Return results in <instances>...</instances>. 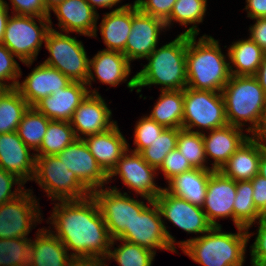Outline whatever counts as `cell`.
I'll list each match as a JSON object with an SVG mask.
<instances>
[{
  "mask_svg": "<svg viewBox=\"0 0 266 266\" xmlns=\"http://www.w3.org/2000/svg\"><path fill=\"white\" fill-rule=\"evenodd\" d=\"M129 150L128 144V150L108 174V180L118 175L124 185L134 190L148 203L154 201L163 190L154 182L157 169L150 166L140 153Z\"/></svg>",
  "mask_w": 266,
  "mask_h": 266,
  "instance_id": "obj_13",
  "label": "cell"
},
{
  "mask_svg": "<svg viewBox=\"0 0 266 266\" xmlns=\"http://www.w3.org/2000/svg\"><path fill=\"white\" fill-rule=\"evenodd\" d=\"M186 69L187 87L194 90L221 92L231 77L219 41L206 34L198 42L187 35Z\"/></svg>",
  "mask_w": 266,
  "mask_h": 266,
  "instance_id": "obj_3",
  "label": "cell"
},
{
  "mask_svg": "<svg viewBox=\"0 0 266 266\" xmlns=\"http://www.w3.org/2000/svg\"><path fill=\"white\" fill-rule=\"evenodd\" d=\"M177 137L178 129L165 128L150 146L143 149L140 154L150 166L158 169L166 155L177 148Z\"/></svg>",
  "mask_w": 266,
  "mask_h": 266,
  "instance_id": "obj_40",
  "label": "cell"
},
{
  "mask_svg": "<svg viewBox=\"0 0 266 266\" xmlns=\"http://www.w3.org/2000/svg\"><path fill=\"white\" fill-rule=\"evenodd\" d=\"M31 189L16 199L0 205V239L27 238L36 223L42 222L41 212Z\"/></svg>",
  "mask_w": 266,
  "mask_h": 266,
  "instance_id": "obj_12",
  "label": "cell"
},
{
  "mask_svg": "<svg viewBox=\"0 0 266 266\" xmlns=\"http://www.w3.org/2000/svg\"><path fill=\"white\" fill-rule=\"evenodd\" d=\"M177 148L193 168L212 169L206 166V156L202 133L178 129Z\"/></svg>",
  "mask_w": 266,
  "mask_h": 266,
  "instance_id": "obj_38",
  "label": "cell"
},
{
  "mask_svg": "<svg viewBox=\"0 0 266 266\" xmlns=\"http://www.w3.org/2000/svg\"><path fill=\"white\" fill-rule=\"evenodd\" d=\"M206 7L207 0H176L170 16L164 21L165 26L168 28L175 21L179 22L181 26L194 24L182 34L197 36L200 32L197 24L203 22Z\"/></svg>",
  "mask_w": 266,
  "mask_h": 266,
  "instance_id": "obj_32",
  "label": "cell"
},
{
  "mask_svg": "<svg viewBox=\"0 0 266 266\" xmlns=\"http://www.w3.org/2000/svg\"><path fill=\"white\" fill-rule=\"evenodd\" d=\"M31 238L0 239V266H29Z\"/></svg>",
  "mask_w": 266,
  "mask_h": 266,
  "instance_id": "obj_39",
  "label": "cell"
},
{
  "mask_svg": "<svg viewBox=\"0 0 266 266\" xmlns=\"http://www.w3.org/2000/svg\"><path fill=\"white\" fill-rule=\"evenodd\" d=\"M77 139L75 132L66 121L51 120L36 156L57 155Z\"/></svg>",
  "mask_w": 266,
  "mask_h": 266,
  "instance_id": "obj_36",
  "label": "cell"
},
{
  "mask_svg": "<svg viewBox=\"0 0 266 266\" xmlns=\"http://www.w3.org/2000/svg\"><path fill=\"white\" fill-rule=\"evenodd\" d=\"M243 129L232 125L213 129L205 135L204 141L205 156L214 159L212 170L219 171L227 160L236 152L241 144L249 137L243 134Z\"/></svg>",
  "mask_w": 266,
  "mask_h": 266,
  "instance_id": "obj_25",
  "label": "cell"
},
{
  "mask_svg": "<svg viewBox=\"0 0 266 266\" xmlns=\"http://www.w3.org/2000/svg\"><path fill=\"white\" fill-rule=\"evenodd\" d=\"M9 6L6 1L0 0V43L3 40L6 24L9 18Z\"/></svg>",
  "mask_w": 266,
  "mask_h": 266,
  "instance_id": "obj_51",
  "label": "cell"
},
{
  "mask_svg": "<svg viewBox=\"0 0 266 266\" xmlns=\"http://www.w3.org/2000/svg\"><path fill=\"white\" fill-rule=\"evenodd\" d=\"M266 144L249 136L219 170L234 181L252 180L259 171L261 155Z\"/></svg>",
  "mask_w": 266,
  "mask_h": 266,
  "instance_id": "obj_23",
  "label": "cell"
},
{
  "mask_svg": "<svg viewBox=\"0 0 266 266\" xmlns=\"http://www.w3.org/2000/svg\"><path fill=\"white\" fill-rule=\"evenodd\" d=\"M134 129V145L136 148L133 152L140 153L161 134L165 129L164 126L158 124L149 116H143L136 122Z\"/></svg>",
  "mask_w": 266,
  "mask_h": 266,
  "instance_id": "obj_41",
  "label": "cell"
},
{
  "mask_svg": "<svg viewBox=\"0 0 266 266\" xmlns=\"http://www.w3.org/2000/svg\"><path fill=\"white\" fill-rule=\"evenodd\" d=\"M57 156L91 192L109 183L108 174L97 163L83 139H76Z\"/></svg>",
  "mask_w": 266,
  "mask_h": 266,
  "instance_id": "obj_16",
  "label": "cell"
},
{
  "mask_svg": "<svg viewBox=\"0 0 266 266\" xmlns=\"http://www.w3.org/2000/svg\"><path fill=\"white\" fill-rule=\"evenodd\" d=\"M192 169L193 167L190 165L188 160L185 159L178 148H176L166 155L161 166L157 170H161L165 179L169 182L177 175Z\"/></svg>",
  "mask_w": 266,
  "mask_h": 266,
  "instance_id": "obj_43",
  "label": "cell"
},
{
  "mask_svg": "<svg viewBox=\"0 0 266 266\" xmlns=\"http://www.w3.org/2000/svg\"><path fill=\"white\" fill-rule=\"evenodd\" d=\"M92 196L98 203L112 239H119L126 228H130L135 216L147 206L126 192L122 194L116 186L94 190Z\"/></svg>",
  "mask_w": 266,
  "mask_h": 266,
  "instance_id": "obj_11",
  "label": "cell"
},
{
  "mask_svg": "<svg viewBox=\"0 0 266 266\" xmlns=\"http://www.w3.org/2000/svg\"><path fill=\"white\" fill-rule=\"evenodd\" d=\"M228 125L221 92L184 89L182 129L202 133ZM198 130L194 131L193 128Z\"/></svg>",
  "mask_w": 266,
  "mask_h": 266,
  "instance_id": "obj_8",
  "label": "cell"
},
{
  "mask_svg": "<svg viewBox=\"0 0 266 266\" xmlns=\"http://www.w3.org/2000/svg\"><path fill=\"white\" fill-rule=\"evenodd\" d=\"M83 140L97 163L107 174L111 172L122 155L128 150V143L120 132L117 123L112 128L102 133L89 135Z\"/></svg>",
  "mask_w": 266,
  "mask_h": 266,
  "instance_id": "obj_26",
  "label": "cell"
},
{
  "mask_svg": "<svg viewBox=\"0 0 266 266\" xmlns=\"http://www.w3.org/2000/svg\"><path fill=\"white\" fill-rule=\"evenodd\" d=\"M164 220L187 233H206L213 226L208 222L201 206L190 203L188 200L169 193L165 188L154 200Z\"/></svg>",
  "mask_w": 266,
  "mask_h": 266,
  "instance_id": "obj_14",
  "label": "cell"
},
{
  "mask_svg": "<svg viewBox=\"0 0 266 266\" xmlns=\"http://www.w3.org/2000/svg\"><path fill=\"white\" fill-rule=\"evenodd\" d=\"M132 26V5L125 4L106 13L99 25L105 50L122 52L125 55V46Z\"/></svg>",
  "mask_w": 266,
  "mask_h": 266,
  "instance_id": "obj_28",
  "label": "cell"
},
{
  "mask_svg": "<svg viewBox=\"0 0 266 266\" xmlns=\"http://www.w3.org/2000/svg\"><path fill=\"white\" fill-rule=\"evenodd\" d=\"M52 28L46 37L45 48L50 56L44 64L59 70L71 81L86 83L89 74V58L82 41Z\"/></svg>",
  "mask_w": 266,
  "mask_h": 266,
  "instance_id": "obj_9",
  "label": "cell"
},
{
  "mask_svg": "<svg viewBox=\"0 0 266 266\" xmlns=\"http://www.w3.org/2000/svg\"><path fill=\"white\" fill-rule=\"evenodd\" d=\"M239 266H243V264H241ZM251 266H262V265L251 260Z\"/></svg>",
  "mask_w": 266,
  "mask_h": 266,
  "instance_id": "obj_59",
  "label": "cell"
},
{
  "mask_svg": "<svg viewBox=\"0 0 266 266\" xmlns=\"http://www.w3.org/2000/svg\"><path fill=\"white\" fill-rule=\"evenodd\" d=\"M213 171L212 169L193 168L174 177L168 182V187L165 189L175 196L202 207L206 196L207 182Z\"/></svg>",
  "mask_w": 266,
  "mask_h": 266,
  "instance_id": "obj_29",
  "label": "cell"
},
{
  "mask_svg": "<svg viewBox=\"0 0 266 266\" xmlns=\"http://www.w3.org/2000/svg\"><path fill=\"white\" fill-rule=\"evenodd\" d=\"M160 92V97L148 116L165 128L182 129L184 90Z\"/></svg>",
  "mask_w": 266,
  "mask_h": 266,
  "instance_id": "obj_31",
  "label": "cell"
},
{
  "mask_svg": "<svg viewBox=\"0 0 266 266\" xmlns=\"http://www.w3.org/2000/svg\"><path fill=\"white\" fill-rule=\"evenodd\" d=\"M228 49L227 56L228 61H230L229 67L231 75H256L266 53L263 49L250 38L238 40L232 43Z\"/></svg>",
  "mask_w": 266,
  "mask_h": 266,
  "instance_id": "obj_30",
  "label": "cell"
},
{
  "mask_svg": "<svg viewBox=\"0 0 266 266\" xmlns=\"http://www.w3.org/2000/svg\"><path fill=\"white\" fill-rule=\"evenodd\" d=\"M213 226L202 236L178 242L179 248L202 266H239L245 262L246 246L252 234L237 227V233L222 232Z\"/></svg>",
  "mask_w": 266,
  "mask_h": 266,
  "instance_id": "obj_4",
  "label": "cell"
},
{
  "mask_svg": "<svg viewBox=\"0 0 266 266\" xmlns=\"http://www.w3.org/2000/svg\"><path fill=\"white\" fill-rule=\"evenodd\" d=\"M234 224L247 230L259 221L263 215L256 209L253 201V186L251 180L236 182V196L234 200Z\"/></svg>",
  "mask_w": 266,
  "mask_h": 266,
  "instance_id": "obj_33",
  "label": "cell"
},
{
  "mask_svg": "<svg viewBox=\"0 0 266 266\" xmlns=\"http://www.w3.org/2000/svg\"><path fill=\"white\" fill-rule=\"evenodd\" d=\"M89 5L97 12L96 7L100 8H112L116 6L121 0H86Z\"/></svg>",
  "mask_w": 266,
  "mask_h": 266,
  "instance_id": "obj_52",
  "label": "cell"
},
{
  "mask_svg": "<svg viewBox=\"0 0 266 266\" xmlns=\"http://www.w3.org/2000/svg\"><path fill=\"white\" fill-rule=\"evenodd\" d=\"M36 239L31 240L29 266H71L74 259L64 244L48 229H38Z\"/></svg>",
  "mask_w": 266,
  "mask_h": 266,
  "instance_id": "obj_27",
  "label": "cell"
},
{
  "mask_svg": "<svg viewBox=\"0 0 266 266\" xmlns=\"http://www.w3.org/2000/svg\"><path fill=\"white\" fill-rule=\"evenodd\" d=\"M17 131L0 134V168L15 175L24 184L34 177L36 155Z\"/></svg>",
  "mask_w": 266,
  "mask_h": 266,
  "instance_id": "obj_20",
  "label": "cell"
},
{
  "mask_svg": "<svg viewBox=\"0 0 266 266\" xmlns=\"http://www.w3.org/2000/svg\"><path fill=\"white\" fill-rule=\"evenodd\" d=\"M251 182L255 207L263 216H266V179L257 174Z\"/></svg>",
  "mask_w": 266,
  "mask_h": 266,
  "instance_id": "obj_48",
  "label": "cell"
},
{
  "mask_svg": "<svg viewBox=\"0 0 266 266\" xmlns=\"http://www.w3.org/2000/svg\"><path fill=\"white\" fill-rule=\"evenodd\" d=\"M258 223L257 235L254 243L250 246L251 260L266 266V216H263Z\"/></svg>",
  "mask_w": 266,
  "mask_h": 266,
  "instance_id": "obj_47",
  "label": "cell"
},
{
  "mask_svg": "<svg viewBox=\"0 0 266 266\" xmlns=\"http://www.w3.org/2000/svg\"><path fill=\"white\" fill-rule=\"evenodd\" d=\"M105 260H74L71 266H108Z\"/></svg>",
  "mask_w": 266,
  "mask_h": 266,
  "instance_id": "obj_54",
  "label": "cell"
},
{
  "mask_svg": "<svg viewBox=\"0 0 266 266\" xmlns=\"http://www.w3.org/2000/svg\"><path fill=\"white\" fill-rule=\"evenodd\" d=\"M33 180L52 200H79L92 194L57 155L36 156Z\"/></svg>",
  "mask_w": 266,
  "mask_h": 266,
  "instance_id": "obj_7",
  "label": "cell"
},
{
  "mask_svg": "<svg viewBox=\"0 0 266 266\" xmlns=\"http://www.w3.org/2000/svg\"><path fill=\"white\" fill-rule=\"evenodd\" d=\"M13 185L18 186L17 189L15 188L12 191ZM23 185L24 183L15 175L0 168V205L12 201L21 195L26 190Z\"/></svg>",
  "mask_w": 266,
  "mask_h": 266,
  "instance_id": "obj_45",
  "label": "cell"
},
{
  "mask_svg": "<svg viewBox=\"0 0 266 266\" xmlns=\"http://www.w3.org/2000/svg\"><path fill=\"white\" fill-rule=\"evenodd\" d=\"M123 242L118 248H110L106 259H114L119 266H152L155 252L123 239H112V242Z\"/></svg>",
  "mask_w": 266,
  "mask_h": 266,
  "instance_id": "obj_37",
  "label": "cell"
},
{
  "mask_svg": "<svg viewBox=\"0 0 266 266\" xmlns=\"http://www.w3.org/2000/svg\"><path fill=\"white\" fill-rule=\"evenodd\" d=\"M63 0H43L46 9L50 12L53 7L62 2Z\"/></svg>",
  "mask_w": 266,
  "mask_h": 266,
  "instance_id": "obj_57",
  "label": "cell"
},
{
  "mask_svg": "<svg viewBox=\"0 0 266 266\" xmlns=\"http://www.w3.org/2000/svg\"><path fill=\"white\" fill-rule=\"evenodd\" d=\"M254 25L249 27V38L266 52V18H256Z\"/></svg>",
  "mask_w": 266,
  "mask_h": 266,
  "instance_id": "obj_49",
  "label": "cell"
},
{
  "mask_svg": "<svg viewBox=\"0 0 266 266\" xmlns=\"http://www.w3.org/2000/svg\"><path fill=\"white\" fill-rule=\"evenodd\" d=\"M236 181L220 171H213L207 182L206 196L202 209L212 226H221L216 219L231 217L234 223V200Z\"/></svg>",
  "mask_w": 266,
  "mask_h": 266,
  "instance_id": "obj_18",
  "label": "cell"
},
{
  "mask_svg": "<svg viewBox=\"0 0 266 266\" xmlns=\"http://www.w3.org/2000/svg\"><path fill=\"white\" fill-rule=\"evenodd\" d=\"M245 10L251 19L266 17V0H246Z\"/></svg>",
  "mask_w": 266,
  "mask_h": 266,
  "instance_id": "obj_50",
  "label": "cell"
},
{
  "mask_svg": "<svg viewBox=\"0 0 266 266\" xmlns=\"http://www.w3.org/2000/svg\"><path fill=\"white\" fill-rule=\"evenodd\" d=\"M72 81L61 73L44 63L33 68L32 72L23 80L18 82L16 89L26 100L30 107H34L43 98L65 88Z\"/></svg>",
  "mask_w": 266,
  "mask_h": 266,
  "instance_id": "obj_21",
  "label": "cell"
},
{
  "mask_svg": "<svg viewBox=\"0 0 266 266\" xmlns=\"http://www.w3.org/2000/svg\"><path fill=\"white\" fill-rule=\"evenodd\" d=\"M166 30L162 19L141 12L132 5V26L125 46V56L129 61L147 58L158 47L160 32Z\"/></svg>",
  "mask_w": 266,
  "mask_h": 266,
  "instance_id": "obj_15",
  "label": "cell"
},
{
  "mask_svg": "<svg viewBox=\"0 0 266 266\" xmlns=\"http://www.w3.org/2000/svg\"><path fill=\"white\" fill-rule=\"evenodd\" d=\"M14 57L16 58L5 45L0 43V85L8 89L16 88L19 82L17 79L22 75L21 68ZM8 80H12V83L9 84Z\"/></svg>",
  "mask_w": 266,
  "mask_h": 266,
  "instance_id": "obj_42",
  "label": "cell"
},
{
  "mask_svg": "<svg viewBox=\"0 0 266 266\" xmlns=\"http://www.w3.org/2000/svg\"><path fill=\"white\" fill-rule=\"evenodd\" d=\"M176 0H135L138 9L148 15L165 21L173 9Z\"/></svg>",
  "mask_w": 266,
  "mask_h": 266,
  "instance_id": "obj_44",
  "label": "cell"
},
{
  "mask_svg": "<svg viewBox=\"0 0 266 266\" xmlns=\"http://www.w3.org/2000/svg\"><path fill=\"white\" fill-rule=\"evenodd\" d=\"M258 139H260L262 142H265L266 144V112H265V117L262 123L261 128L255 135Z\"/></svg>",
  "mask_w": 266,
  "mask_h": 266,
  "instance_id": "obj_56",
  "label": "cell"
},
{
  "mask_svg": "<svg viewBox=\"0 0 266 266\" xmlns=\"http://www.w3.org/2000/svg\"><path fill=\"white\" fill-rule=\"evenodd\" d=\"M29 107L16 88L7 89L0 97V134L17 131Z\"/></svg>",
  "mask_w": 266,
  "mask_h": 266,
  "instance_id": "obj_34",
  "label": "cell"
},
{
  "mask_svg": "<svg viewBox=\"0 0 266 266\" xmlns=\"http://www.w3.org/2000/svg\"><path fill=\"white\" fill-rule=\"evenodd\" d=\"M155 201H150L119 238L156 253V249L176 253V240L167 230Z\"/></svg>",
  "mask_w": 266,
  "mask_h": 266,
  "instance_id": "obj_10",
  "label": "cell"
},
{
  "mask_svg": "<svg viewBox=\"0 0 266 266\" xmlns=\"http://www.w3.org/2000/svg\"><path fill=\"white\" fill-rule=\"evenodd\" d=\"M130 63L122 52L102 49L89 59V74L85 84L90 87L97 77L102 84L117 86L127 81L131 73Z\"/></svg>",
  "mask_w": 266,
  "mask_h": 266,
  "instance_id": "obj_24",
  "label": "cell"
},
{
  "mask_svg": "<svg viewBox=\"0 0 266 266\" xmlns=\"http://www.w3.org/2000/svg\"><path fill=\"white\" fill-rule=\"evenodd\" d=\"M83 82L72 81L65 88L43 98L34 107L50 120L70 122L73 113L88 94H99Z\"/></svg>",
  "mask_w": 266,
  "mask_h": 266,
  "instance_id": "obj_19",
  "label": "cell"
},
{
  "mask_svg": "<svg viewBox=\"0 0 266 266\" xmlns=\"http://www.w3.org/2000/svg\"><path fill=\"white\" fill-rule=\"evenodd\" d=\"M51 120L35 107H29L19 123L17 133L25 145L37 152Z\"/></svg>",
  "mask_w": 266,
  "mask_h": 266,
  "instance_id": "obj_35",
  "label": "cell"
},
{
  "mask_svg": "<svg viewBox=\"0 0 266 266\" xmlns=\"http://www.w3.org/2000/svg\"><path fill=\"white\" fill-rule=\"evenodd\" d=\"M258 174L266 179V147L262 151Z\"/></svg>",
  "mask_w": 266,
  "mask_h": 266,
  "instance_id": "obj_55",
  "label": "cell"
},
{
  "mask_svg": "<svg viewBox=\"0 0 266 266\" xmlns=\"http://www.w3.org/2000/svg\"><path fill=\"white\" fill-rule=\"evenodd\" d=\"M229 125L243 128L255 136L262 126L266 112V94L255 76L231 75L221 91Z\"/></svg>",
  "mask_w": 266,
  "mask_h": 266,
  "instance_id": "obj_5",
  "label": "cell"
},
{
  "mask_svg": "<svg viewBox=\"0 0 266 266\" xmlns=\"http://www.w3.org/2000/svg\"><path fill=\"white\" fill-rule=\"evenodd\" d=\"M15 15L49 17L43 0H10Z\"/></svg>",
  "mask_w": 266,
  "mask_h": 266,
  "instance_id": "obj_46",
  "label": "cell"
},
{
  "mask_svg": "<svg viewBox=\"0 0 266 266\" xmlns=\"http://www.w3.org/2000/svg\"><path fill=\"white\" fill-rule=\"evenodd\" d=\"M111 116L112 111L100 94H88L76 108L70 124L77 139H83L112 128L117 122Z\"/></svg>",
  "mask_w": 266,
  "mask_h": 266,
  "instance_id": "obj_17",
  "label": "cell"
},
{
  "mask_svg": "<svg viewBox=\"0 0 266 266\" xmlns=\"http://www.w3.org/2000/svg\"><path fill=\"white\" fill-rule=\"evenodd\" d=\"M9 16L2 44L5 45L22 63L31 66L52 29L51 16L34 17L15 15ZM34 18L38 19L40 27Z\"/></svg>",
  "mask_w": 266,
  "mask_h": 266,
  "instance_id": "obj_6",
  "label": "cell"
},
{
  "mask_svg": "<svg viewBox=\"0 0 266 266\" xmlns=\"http://www.w3.org/2000/svg\"><path fill=\"white\" fill-rule=\"evenodd\" d=\"M8 88L6 86L0 85V97L3 95V93L7 90Z\"/></svg>",
  "mask_w": 266,
  "mask_h": 266,
  "instance_id": "obj_58",
  "label": "cell"
},
{
  "mask_svg": "<svg viewBox=\"0 0 266 266\" xmlns=\"http://www.w3.org/2000/svg\"><path fill=\"white\" fill-rule=\"evenodd\" d=\"M59 21L61 32H76L96 37L99 14L86 0H63L51 9Z\"/></svg>",
  "mask_w": 266,
  "mask_h": 266,
  "instance_id": "obj_22",
  "label": "cell"
},
{
  "mask_svg": "<svg viewBox=\"0 0 266 266\" xmlns=\"http://www.w3.org/2000/svg\"><path fill=\"white\" fill-rule=\"evenodd\" d=\"M255 77L259 81L260 86L263 88L266 94V53Z\"/></svg>",
  "mask_w": 266,
  "mask_h": 266,
  "instance_id": "obj_53",
  "label": "cell"
},
{
  "mask_svg": "<svg viewBox=\"0 0 266 266\" xmlns=\"http://www.w3.org/2000/svg\"><path fill=\"white\" fill-rule=\"evenodd\" d=\"M187 35L179 34L174 40L155 48L143 66L128 82L130 91L151 85H162L161 91L184 90L187 87Z\"/></svg>",
  "mask_w": 266,
  "mask_h": 266,
  "instance_id": "obj_2",
  "label": "cell"
},
{
  "mask_svg": "<svg viewBox=\"0 0 266 266\" xmlns=\"http://www.w3.org/2000/svg\"><path fill=\"white\" fill-rule=\"evenodd\" d=\"M54 205L50 230L66 247L72 250L74 260H106L115 244L109 234L95 198L91 195L79 200L59 201ZM56 232V233H55Z\"/></svg>",
  "mask_w": 266,
  "mask_h": 266,
  "instance_id": "obj_1",
  "label": "cell"
}]
</instances>
